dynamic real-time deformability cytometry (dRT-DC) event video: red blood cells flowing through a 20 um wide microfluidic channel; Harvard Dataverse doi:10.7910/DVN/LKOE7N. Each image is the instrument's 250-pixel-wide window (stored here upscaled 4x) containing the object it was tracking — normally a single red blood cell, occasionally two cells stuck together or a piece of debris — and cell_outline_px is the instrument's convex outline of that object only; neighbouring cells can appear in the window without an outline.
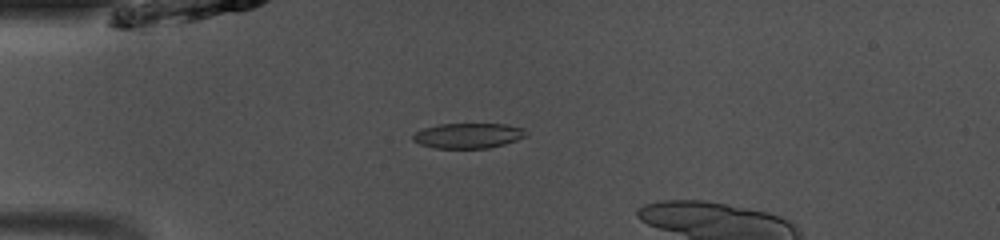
{"species": "common noctule bat (a hibernating species)", "species_latin": "Nyctalus noctula", "temperature_condition": "room temperature", "stored_images_in_passage": 30, "camera_frame_rate_fps": 3000, "um_per_image_px": 0.085, "animal": {"sex": "male", "body_mass_g": 13.0, "forearm_length_mm": 53.1}, "frame": {"image": 1, "passage_image": 1, "time_ms": 0.0, "image_size_px": [1000, 240], "cell_outline_px": [[528, 136], [504, 144], [488, 148], [432, 148], [420, 144], [412, 140], [412, 136], [416, 132], [424, 128], [440, 124], [504, 124], [524, 128], [528, 132]], "centroid_in_image_um": [39.81, 11.53], "position_along_channel_um": 45.2, "area_um2": 16.65}}
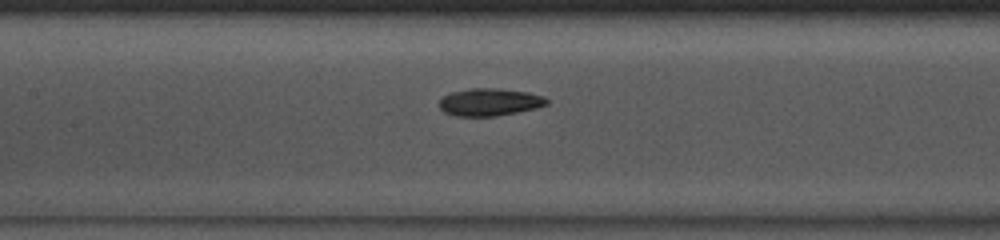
{"frame": {"image": 2, "passage_image": 11, "time_ms": 3.333, "image_size_px": [1000, 240], "cell_outline_px": [[548, 104], [536, 108], [496, 116], [456, 116], [444, 112], [440, 108], [440, 100], [444, 96], [452, 92], [472, 88], [496, 88], [528, 92], [544, 96], [548, 100]], "centroid_in_image_um": [41.63, 8.68], "position_along_channel_um": 165.8, "area_um2": 17.11}}
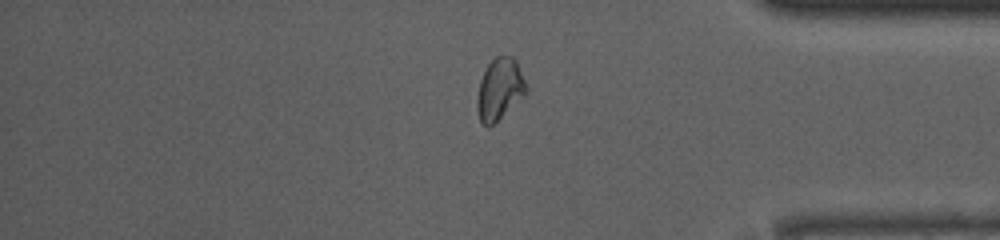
{"frame": {"image": 3, "passage_image": 29, "time_ms": 9.333, "image_size_px": [1000, 240], "cell_outline_px": [[528, 92], [488, 128], [480, 120], [476, 108], [476, 100], [480, 80], [488, 64], [496, 56], [512, 56], [516, 60], [528, 88]], "centroid_in_image_um": [42.46, 7.57], "position_along_channel_um": 392.7, "area_um2": 17.46}}